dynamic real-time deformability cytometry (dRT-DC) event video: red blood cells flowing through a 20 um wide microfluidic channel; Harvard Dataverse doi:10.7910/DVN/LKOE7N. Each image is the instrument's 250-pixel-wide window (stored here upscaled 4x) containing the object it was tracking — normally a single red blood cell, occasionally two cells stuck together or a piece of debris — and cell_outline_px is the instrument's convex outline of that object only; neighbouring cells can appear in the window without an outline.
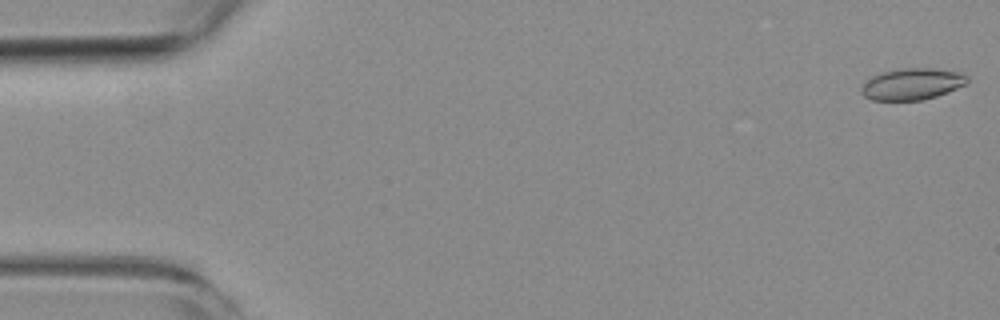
{"species": "common noctule bat (a hibernating species)", "species_latin": "Nyctalus noctula", "temperature_condition": "room temperature", "stored_images_in_passage": 55, "camera_frame_rate_fps": 3000, "um_per_image_px": 0.085, "animal": {"sex": "female", "body_mass_g": 19.3, "forearm_length_mm": 54.1}, "frame": {"image": 1, "passage_image": 1, "time_ms": 0.0, "image_size_px": [1000, 320], "cell_outline_px": [[968, 84], [948, 92], [924, 100], [872, 100], [864, 96], [860, 92], [860, 88], [868, 76], [880, 72], [904, 68], [932, 68], [964, 72], [968, 76]], "centroid_in_image_um": [77.53, 7.13], "position_along_channel_um": 7.5, "area_um2": 19.94}}
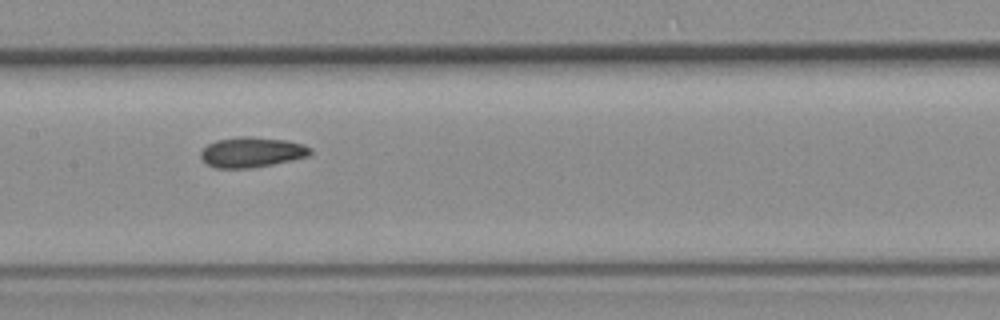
{"frame": {"image": 2, "passage_image": 27, "time_ms": 8.667, "image_size_px": [1000, 320], "cell_outline_px": [[312, 152], [308, 156], [292, 160], [252, 168], [216, 168], [208, 164], [200, 156], [200, 152], [208, 144], [216, 140], [236, 136], [252, 136], [288, 140], [304, 144], [312, 148]], "centroid_in_image_um": [21.42, 12.92], "position_along_channel_um": 186.0, "area_um2": 19.48}}
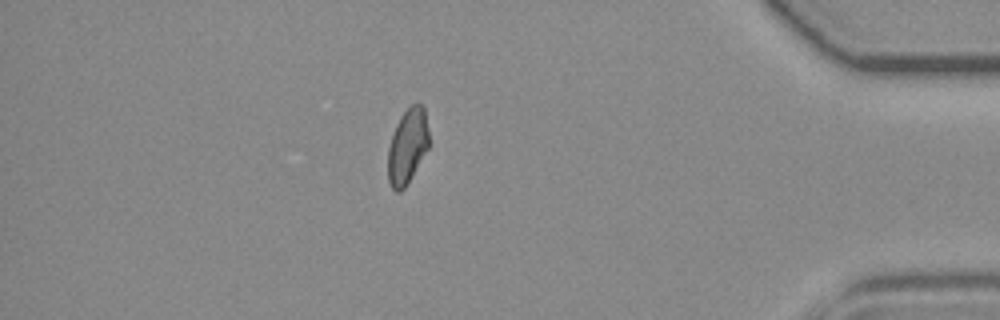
{"frame": {"image": 3, "passage_image": 48, "time_ms": 15.667, "image_size_px": [1000, 320], "cell_outline_px": [[428, 148], [404, 188], [400, 192], [396, 192], [392, 188], [388, 180], [388, 148], [396, 124], [400, 116], [416, 100], [424, 108], [428, 128]], "centroid_in_image_um": [34.62, 12.41], "position_along_channel_um": 400.6, "area_um2": 17.74}, "authors_computed_cell_mechanics": {"area_um2": 18.8428, "velocity_mm_per_s": 3.694, "shape_relaxation_time_tau1_ms": null, "shape_relaxation_time_tau2_ms": 4.3849, "deformation_change_tau1": null, "deformation_change_tau2": 0.0946}}